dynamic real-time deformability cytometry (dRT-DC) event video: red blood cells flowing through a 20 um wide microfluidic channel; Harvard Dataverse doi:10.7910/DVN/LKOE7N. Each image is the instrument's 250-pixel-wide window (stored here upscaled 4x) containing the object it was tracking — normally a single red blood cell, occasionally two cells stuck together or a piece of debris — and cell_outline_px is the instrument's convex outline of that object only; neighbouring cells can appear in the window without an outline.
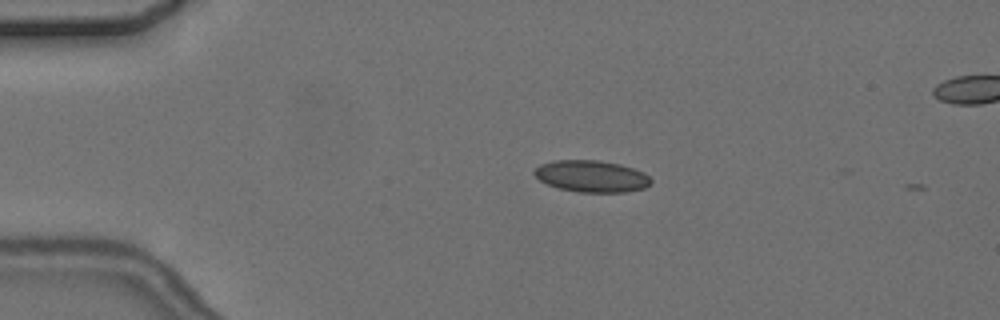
{"species": "common noctule bat (a hibernating species)", "species_latin": "Nyctalus noctula", "temperature_condition": "cold", "stored_images_in_passage": 3, "camera_frame_rate_fps": 3000, "um_per_image_px": 0.085, "animal": {"sex": "female", "body_mass_g": 24.6, "forearm_length_mm": 56.2}, "frame": {"image": 1, "passage_image": 1, "time_ms": 0.0, "image_size_px": [1000, 320], "cell_outline_px": [[652, 184], [644, 188], [628, 192], [580, 192], [560, 188], [548, 184], [540, 180], [532, 172], [540, 164], [552, 160], [600, 160], [620, 164], [644, 172], [652, 180]], "centroid_in_image_um": [50.3, 14.97], "position_along_channel_um": 34.7, "area_um2": 21.62}}